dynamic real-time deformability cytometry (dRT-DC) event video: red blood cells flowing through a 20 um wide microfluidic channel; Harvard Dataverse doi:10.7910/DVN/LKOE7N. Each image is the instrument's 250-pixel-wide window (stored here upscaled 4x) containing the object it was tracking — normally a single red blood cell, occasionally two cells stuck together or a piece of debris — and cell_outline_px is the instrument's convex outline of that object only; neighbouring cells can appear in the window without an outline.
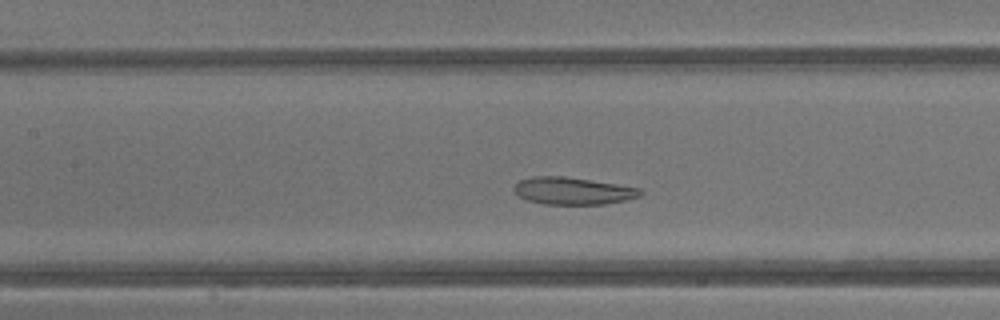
{"species": "common noctule bat (a hibernating species)", "species_latin": "Nyctalus noctula", "temperature_condition": "warm", "stored_images_in_passage": 36, "camera_frame_rate_fps": 3000, "um_per_image_px": 0.085, "animal": {"sex": "male", "body_mass_g": 13.3}, "frame": {"image": 1, "passage_image": 13, "time_ms": 4.0, "image_size_px": [1000, 320], "cell_outline_px": [[644, 192], [640, 196], [624, 200], [604, 204], [544, 204], [528, 200], [516, 196], [512, 188], [520, 180], [532, 176], [564, 176], [644, 188]], "centroid_in_image_um": [48.69, 16.22], "position_along_channel_um": 158.7, "area_um2": 20.23}}
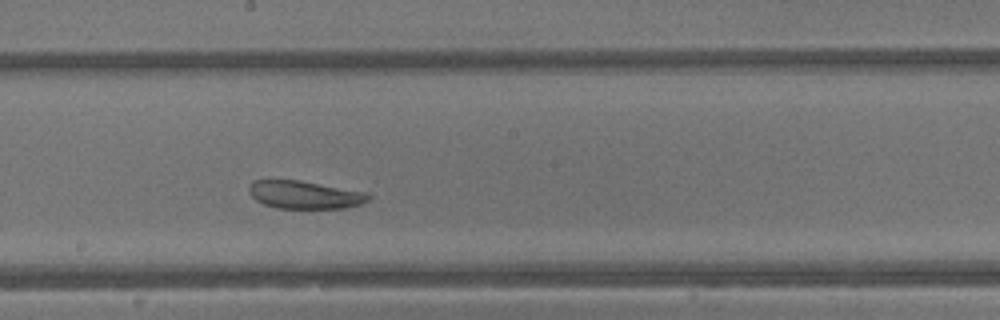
{"frame": {"image": 2, "passage_image": 17, "time_ms": 5.333, "image_size_px": [1000, 320], "cell_outline_px": [[372, 196], [368, 200], [360, 204], [348, 208], [276, 208], [264, 204], [256, 200], [248, 192], [248, 188], [252, 180], [300, 180], [368, 192]], "centroid_in_image_um": [25.91, 16.55], "position_along_channel_um": 222.3, "area_um2": 19.59}}
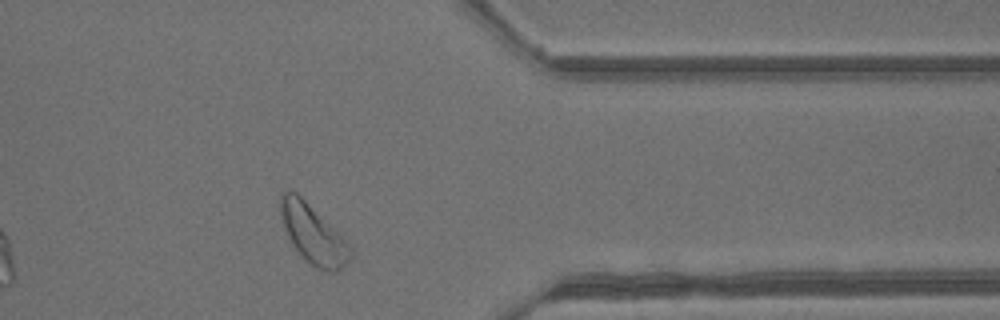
{"frame": {"image": 3, "passage_image": 28, "time_ms": 9.0, "image_size_px": [1000, 320], "cell_outline_px": [[352, 256], [348, 264], [332, 272], [324, 272], [316, 268], [296, 248], [288, 236], [280, 220], [280, 192], [288, 188], [296, 192], [352, 244]], "centroid_in_image_um": [26.63, 19.87], "position_along_channel_um": 384.8, "area_um2": 24.1}, "authors_computed_cell_mechanics": {"area_um2": 23.4379, "velocity_mm_per_s": 4.7946, "shape_relaxation_time_tau1_ms": 5.1714, "shape_relaxation_time_tau2_ms": null, "deformation_change_tau1": 0.0971, "deformation_change_tau2": null}}